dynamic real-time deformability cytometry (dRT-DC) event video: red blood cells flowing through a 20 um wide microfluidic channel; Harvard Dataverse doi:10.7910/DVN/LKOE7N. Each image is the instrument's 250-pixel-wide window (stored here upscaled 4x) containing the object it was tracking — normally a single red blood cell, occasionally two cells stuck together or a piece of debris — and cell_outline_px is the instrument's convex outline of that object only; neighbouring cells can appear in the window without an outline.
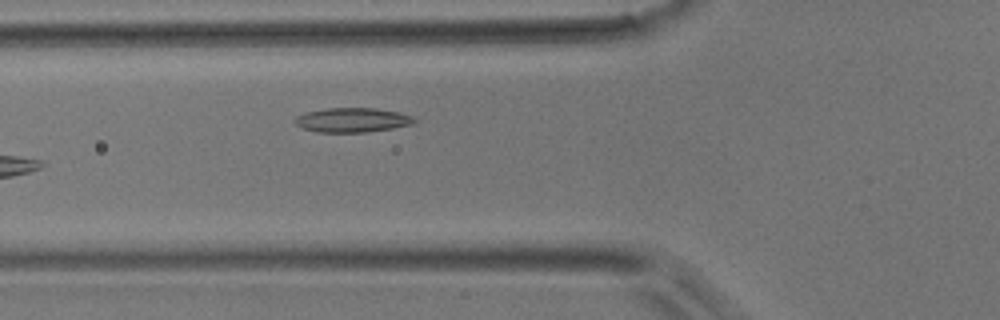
{"species": "common noctule bat (a hibernating species)", "species_latin": "Nyctalus noctula", "temperature_condition": "room temperature", "stored_images_in_passage": 11, "camera_frame_rate_fps": 3000, "um_per_image_px": 0.085, "animal": {"sex": "male", "body_mass_g": 17.9}, "frame": {"image": 1, "passage_image": 5, "time_ms": 1.333, "image_size_px": [1000, 320], "cell_outline_px": [[416, 120], [412, 124], [392, 128], [368, 132], [316, 132], [304, 128], [296, 124], [292, 120], [296, 116], [304, 112], [324, 108], [376, 108], [400, 112], [412, 116]], "centroid_in_image_um": [29.91, 10.19], "position_along_channel_um": 95.9, "area_um2": 17.11}}